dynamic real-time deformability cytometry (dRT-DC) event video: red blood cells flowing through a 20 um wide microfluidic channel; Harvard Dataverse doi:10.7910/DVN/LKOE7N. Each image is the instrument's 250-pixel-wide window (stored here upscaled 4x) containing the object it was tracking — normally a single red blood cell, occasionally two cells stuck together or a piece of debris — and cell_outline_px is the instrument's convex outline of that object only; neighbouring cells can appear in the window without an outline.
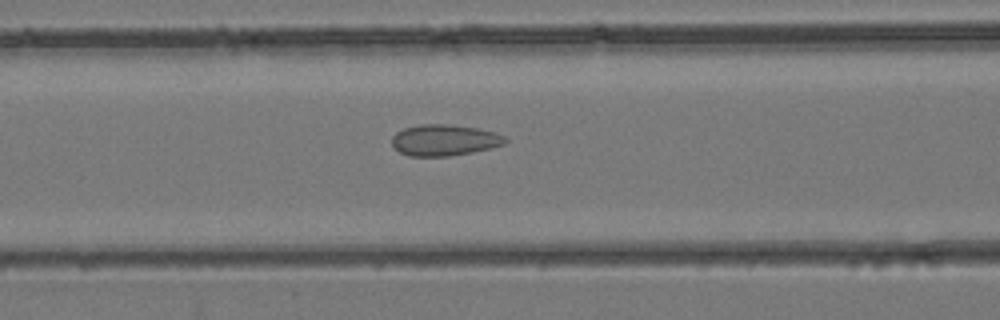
{"species": "common noctule bat (a hibernating species)", "species_latin": "Nyctalus noctula", "temperature_condition": "room temperature", "stored_images_in_passage": 5, "camera_frame_rate_fps": 3000, "um_per_image_px": 0.085, "animal": {"sex": "female", "body_mass_g": 24.6, "forearm_length_mm": 56.2}, "frame": {"image": 1, "passage_image": 5, "time_ms": 1.333, "image_size_px": [1000, 320], "cell_outline_px": [[508, 140], [504, 144], [492, 148], [472, 152], [448, 156], [408, 156], [400, 152], [392, 144], [392, 136], [396, 132], [404, 128], [420, 124], [448, 124], [480, 128], [496, 132], [504, 136]], "centroid_in_image_um": [37.79, 11.9], "position_along_channel_um": 128.8, "area_um2": 20.75}}